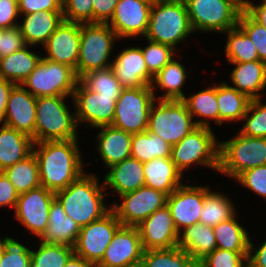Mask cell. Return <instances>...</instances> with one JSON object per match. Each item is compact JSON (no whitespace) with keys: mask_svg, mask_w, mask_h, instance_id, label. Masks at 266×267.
Instances as JSON below:
<instances>
[{"mask_svg":"<svg viewBox=\"0 0 266 267\" xmlns=\"http://www.w3.org/2000/svg\"><path fill=\"white\" fill-rule=\"evenodd\" d=\"M167 196L160 190L142 186L121 195V204H110L111 210L122 226L137 227L152 213L166 205Z\"/></svg>","mask_w":266,"mask_h":267,"instance_id":"obj_13","label":"cell"},{"mask_svg":"<svg viewBox=\"0 0 266 267\" xmlns=\"http://www.w3.org/2000/svg\"><path fill=\"white\" fill-rule=\"evenodd\" d=\"M248 253L216 248L199 263L203 267H240L247 261Z\"/></svg>","mask_w":266,"mask_h":267,"instance_id":"obj_48","label":"cell"},{"mask_svg":"<svg viewBox=\"0 0 266 267\" xmlns=\"http://www.w3.org/2000/svg\"><path fill=\"white\" fill-rule=\"evenodd\" d=\"M264 165H266V138L237 133L230 140H220L219 173L235 179L247 169Z\"/></svg>","mask_w":266,"mask_h":267,"instance_id":"obj_6","label":"cell"},{"mask_svg":"<svg viewBox=\"0 0 266 267\" xmlns=\"http://www.w3.org/2000/svg\"><path fill=\"white\" fill-rule=\"evenodd\" d=\"M54 198L55 193L44 186L20 193L15 207V218L40 238L47 229L49 209Z\"/></svg>","mask_w":266,"mask_h":267,"instance_id":"obj_15","label":"cell"},{"mask_svg":"<svg viewBox=\"0 0 266 267\" xmlns=\"http://www.w3.org/2000/svg\"><path fill=\"white\" fill-rule=\"evenodd\" d=\"M235 65L230 73L232 88L245 94L250 100L262 99L266 88V63L260 60Z\"/></svg>","mask_w":266,"mask_h":267,"instance_id":"obj_26","label":"cell"},{"mask_svg":"<svg viewBox=\"0 0 266 267\" xmlns=\"http://www.w3.org/2000/svg\"><path fill=\"white\" fill-rule=\"evenodd\" d=\"M137 227L144 251L170 249L178 244L179 232L167 205L152 213Z\"/></svg>","mask_w":266,"mask_h":267,"instance_id":"obj_18","label":"cell"},{"mask_svg":"<svg viewBox=\"0 0 266 267\" xmlns=\"http://www.w3.org/2000/svg\"><path fill=\"white\" fill-rule=\"evenodd\" d=\"M149 267H197L198 263L178 246L170 249L146 250L142 257Z\"/></svg>","mask_w":266,"mask_h":267,"instance_id":"obj_41","label":"cell"},{"mask_svg":"<svg viewBox=\"0 0 266 267\" xmlns=\"http://www.w3.org/2000/svg\"><path fill=\"white\" fill-rule=\"evenodd\" d=\"M247 261L252 267H266V240L261 243L259 248L254 247L250 240Z\"/></svg>","mask_w":266,"mask_h":267,"instance_id":"obj_55","label":"cell"},{"mask_svg":"<svg viewBox=\"0 0 266 267\" xmlns=\"http://www.w3.org/2000/svg\"><path fill=\"white\" fill-rule=\"evenodd\" d=\"M171 145L151 132L132 134L131 157L142 163L155 158H170Z\"/></svg>","mask_w":266,"mask_h":267,"instance_id":"obj_36","label":"cell"},{"mask_svg":"<svg viewBox=\"0 0 266 267\" xmlns=\"http://www.w3.org/2000/svg\"><path fill=\"white\" fill-rule=\"evenodd\" d=\"M40 241L36 251L31 249V267H64L74 253L72 247Z\"/></svg>","mask_w":266,"mask_h":267,"instance_id":"obj_40","label":"cell"},{"mask_svg":"<svg viewBox=\"0 0 266 267\" xmlns=\"http://www.w3.org/2000/svg\"><path fill=\"white\" fill-rule=\"evenodd\" d=\"M17 84L0 77V125L5 121L7 102L12 89Z\"/></svg>","mask_w":266,"mask_h":267,"instance_id":"obj_56","label":"cell"},{"mask_svg":"<svg viewBox=\"0 0 266 267\" xmlns=\"http://www.w3.org/2000/svg\"><path fill=\"white\" fill-rule=\"evenodd\" d=\"M64 267H94V266L81 256H78L75 253H73L66 262Z\"/></svg>","mask_w":266,"mask_h":267,"instance_id":"obj_58","label":"cell"},{"mask_svg":"<svg viewBox=\"0 0 266 267\" xmlns=\"http://www.w3.org/2000/svg\"><path fill=\"white\" fill-rule=\"evenodd\" d=\"M78 81L73 68L42 57L21 85L35 97L64 95L72 98Z\"/></svg>","mask_w":266,"mask_h":267,"instance_id":"obj_9","label":"cell"},{"mask_svg":"<svg viewBox=\"0 0 266 267\" xmlns=\"http://www.w3.org/2000/svg\"><path fill=\"white\" fill-rule=\"evenodd\" d=\"M89 90L105 96H120L124 89L111 67L94 70L84 74L79 79Z\"/></svg>","mask_w":266,"mask_h":267,"instance_id":"obj_42","label":"cell"},{"mask_svg":"<svg viewBox=\"0 0 266 267\" xmlns=\"http://www.w3.org/2000/svg\"><path fill=\"white\" fill-rule=\"evenodd\" d=\"M177 246L199 263L217 248L213 227L197 223L184 228L179 232Z\"/></svg>","mask_w":266,"mask_h":267,"instance_id":"obj_29","label":"cell"},{"mask_svg":"<svg viewBox=\"0 0 266 267\" xmlns=\"http://www.w3.org/2000/svg\"><path fill=\"white\" fill-rule=\"evenodd\" d=\"M215 137L212 128L198 126L171 147L170 158L182 174L194 164L218 171L220 141Z\"/></svg>","mask_w":266,"mask_h":267,"instance_id":"obj_7","label":"cell"},{"mask_svg":"<svg viewBox=\"0 0 266 267\" xmlns=\"http://www.w3.org/2000/svg\"><path fill=\"white\" fill-rule=\"evenodd\" d=\"M242 121L245 122L240 134L266 138V103H263L262 99L251 100Z\"/></svg>","mask_w":266,"mask_h":267,"instance_id":"obj_43","label":"cell"},{"mask_svg":"<svg viewBox=\"0 0 266 267\" xmlns=\"http://www.w3.org/2000/svg\"><path fill=\"white\" fill-rule=\"evenodd\" d=\"M187 74L185 66L173 58L153 77L151 88L155 99L182 100L185 97L182 88L186 83ZM156 88L165 91L162 96H157V98Z\"/></svg>","mask_w":266,"mask_h":267,"instance_id":"obj_31","label":"cell"},{"mask_svg":"<svg viewBox=\"0 0 266 267\" xmlns=\"http://www.w3.org/2000/svg\"><path fill=\"white\" fill-rule=\"evenodd\" d=\"M95 174L84 172L65 189L55 193L67 216L72 218L80 228L99 220L106 215L111 207L104 203L107 193L103 191V182Z\"/></svg>","mask_w":266,"mask_h":267,"instance_id":"obj_2","label":"cell"},{"mask_svg":"<svg viewBox=\"0 0 266 267\" xmlns=\"http://www.w3.org/2000/svg\"><path fill=\"white\" fill-rule=\"evenodd\" d=\"M80 46V24L62 21L43 46L47 55L43 58L66 64L76 73Z\"/></svg>","mask_w":266,"mask_h":267,"instance_id":"obj_20","label":"cell"},{"mask_svg":"<svg viewBox=\"0 0 266 267\" xmlns=\"http://www.w3.org/2000/svg\"><path fill=\"white\" fill-rule=\"evenodd\" d=\"M20 18L18 2L15 0H0V28L10 29L18 26L15 19Z\"/></svg>","mask_w":266,"mask_h":267,"instance_id":"obj_52","label":"cell"},{"mask_svg":"<svg viewBox=\"0 0 266 267\" xmlns=\"http://www.w3.org/2000/svg\"><path fill=\"white\" fill-rule=\"evenodd\" d=\"M208 186L181 185L167 196L166 205L170 210L178 232L199 223Z\"/></svg>","mask_w":266,"mask_h":267,"instance_id":"obj_16","label":"cell"},{"mask_svg":"<svg viewBox=\"0 0 266 267\" xmlns=\"http://www.w3.org/2000/svg\"><path fill=\"white\" fill-rule=\"evenodd\" d=\"M19 14H32L37 11H62V0H19Z\"/></svg>","mask_w":266,"mask_h":267,"instance_id":"obj_51","label":"cell"},{"mask_svg":"<svg viewBox=\"0 0 266 267\" xmlns=\"http://www.w3.org/2000/svg\"><path fill=\"white\" fill-rule=\"evenodd\" d=\"M68 97H36L35 143L78 140L75 111H69L70 108L65 104Z\"/></svg>","mask_w":266,"mask_h":267,"instance_id":"obj_4","label":"cell"},{"mask_svg":"<svg viewBox=\"0 0 266 267\" xmlns=\"http://www.w3.org/2000/svg\"><path fill=\"white\" fill-rule=\"evenodd\" d=\"M182 100L186 104L192 118L199 117L197 120L195 119L197 126L212 128L210 124L211 119L219 126L216 84L194 93L192 96H185ZM200 118H203V120Z\"/></svg>","mask_w":266,"mask_h":267,"instance_id":"obj_34","label":"cell"},{"mask_svg":"<svg viewBox=\"0 0 266 267\" xmlns=\"http://www.w3.org/2000/svg\"><path fill=\"white\" fill-rule=\"evenodd\" d=\"M129 267H149V265H148V263L143 258H141V259L135 261Z\"/></svg>","mask_w":266,"mask_h":267,"instance_id":"obj_60","label":"cell"},{"mask_svg":"<svg viewBox=\"0 0 266 267\" xmlns=\"http://www.w3.org/2000/svg\"><path fill=\"white\" fill-rule=\"evenodd\" d=\"M144 186L160 190L170 195L183 185L182 172L176 167L171 158H155L143 163Z\"/></svg>","mask_w":266,"mask_h":267,"instance_id":"obj_28","label":"cell"},{"mask_svg":"<svg viewBox=\"0 0 266 267\" xmlns=\"http://www.w3.org/2000/svg\"><path fill=\"white\" fill-rule=\"evenodd\" d=\"M103 178L104 188H113L119 196L137 190L145 184L143 163L129 157L111 167Z\"/></svg>","mask_w":266,"mask_h":267,"instance_id":"obj_25","label":"cell"},{"mask_svg":"<svg viewBox=\"0 0 266 267\" xmlns=\"http://www.w3.org/2000/svg\"><path fill=\"white\" fill-rule=\"evenodd\" d=\"M234 180L258 196L266 199V165L247 169Z\"/></svg>","mask_w":266,"mask_h":267,"instance_id":"obj_49","label":"cell"},{"mask_svg":"<svg viewBox=\"0 0 266 267\" xmlns=\"http://www.w3.org/2000/svg\"><path fill=\"white\" fill-rule=\"evenodd\" d=\"M193 31L222 32L238 25L241 10L229 0H183Z\"/></svg>","mask_w":266,"mask_h":267,"instance_id":"obj_11","label":"cell"},{"mask_svg":"<svg viewBox=\"0 0 266 267\" xmlns=\"http://www.w3.org/2000/svg\"><path fill=\"white\" fill-rule=\"evenodd\" d=\"M218 249L233 252H249V232L238 223L236 213L213 227Z\"/></svg>","mask_w":266,"mask_h":267,"instance_id":"obj_35","label":"cell"},{"mask_svg":"<svg viewBox=\"0 0 266 267\" xmlns=\"http://www.w3.org/2000/svg\"><path fill=\"white\" fill-rule=\"evenodd\" d=\"M225 34L227 35V42L224 52L229 63L259 60L257 49L252 40L238 26L227 30Z\"/></svg>","mask_w":266,"mask_h":267,"instance_id":"obj_39","label":"cell"},{"mask_svg":"<svg viewBox=\"0 0 266 267\" xmlns=\"http://www.w3.org/2000/svg\"><path fill=\"white\" fill-rule=\"evenodd\" d=\"M93 0H62L63 20L79 24L93 23Z\"/></svg>","mask_w":266,"mask_h":267,"instance_id":"obj_47","label":"cell"},{"mask_svg":"<svg viewBox=\"0 0 266 267\" xmlns=\"http://www.w3.org/2000/svg\"><path fill=\"white\" fill-rule=\"evenodd\" d=\"M138 227L121 226L95 267H129L143 257Z\"/></svg>","mask_w":266,"mask_h":267,"instance_id":"obj_17","label":"cell"},{"mask_svg":"<svg viewBox=\"0 0 266 267\" xmlns=\"http://www.w3.org/2000/svg\"><path fill=\"white\" fill-rule=\"evenodd\" d=\"M148 71L155 76L177 54L175 50L166 44L148 40V45L141 48Z\"/></svg>","mask_w":266,"mask_h":267,"instance_id":"obj_45","label":"cell"},{"mask_svg":"<svg viewBox=\"0 0 266 267\" xmlns=\"http://www.w3.org/2000/svg\"><path fill=\"white\" fill-rule=\"evenodd\" d=\"M139 1L145 2V3L152 6V5L156 4L157 2H159L160 0H139Z\"/></svg>","mask_w":266,"mask_h":267,"instance_id":"obj_61","label":"cell"},{"mask_svg":"<svg viewBox=\"0 0 266 267\" xmlns=\"http://www.w3.org/2000/svg\"><path fill=\"white\" fill-rule=\"evenodd\" d=\"M235 213L236 209L230 197L210 190L205 195L199 223L214 227L231 218Z\"/></svg>","mask_w":266,"mask_h":267,"instance_id":"obj_38","label":"cell"},{"mask_svg":"<svg viewBox=\"0 0 266 267\" xmlns=\"http://www.w3.org/2000/svg\"><path fill=\"white\" fill-rule=\"evenodd\" d=\"M28 45L0 59V77L21 85L36 68L42 56L28 50Z\"/></svg>","mask_w":266,"mask_h":267,"instance_id":"obj_32","label":"cell"},{"mask_svg":"<svg viewBox=\"0 0 266 267\" xmlns=\"http://www.w3.org/2000/svg\"><path fill=\"white\" fill-rule=\"evenodd\" d=\"M3 257L0 267H31V250L11 237L0 238Z\"/></svg>","mask_w":266,"mask_h":267,"instance_id":"obj_44","label":"cell"},{"mask_svg":"<svg viewBox=\"0 0 266 267\" xmlns=\"http://www.w3.org/2000/svg\"><path fill=\"white\" fill-rule=\"evenodd\" d=\"M111 68L124 89L151 86L153 75L148 71L140 47L124 48L115 54Z\"/></svg>","mask_w":266,"mask_h":267,"instance_id":"obj_21","label":"cell"},{"mask_svg":"<svg viewBox=\"0 0 266 267\" xmlns=\"http://www.w3.org/2000/svg\"><path fill=\"white\" fill-rule=\"evenodd\" d=\"M117 39L119 38L108 24H80V50L76 67L77 78L80 79L90 71L111 67L110 54H112L114 42L116 43Z\"/></svg>","mask_w":266,"mask_h":267,"instance_id":"obj_5","label":"cell"},{"mask_svg":"<svg viewBox=\"0 0 266 267\" xmlns=\"http://www.w3.org/2000/svg\"><path fill=\"white\" fill-rule=\"evenodd\" d=\"M197 127L183 100L161 99L152 104L147 131L158 135L171 146Z\"/></svg>","mask_w":266,"mask_h":267,"instance_id":"obj_8","label":"cell"},{"mask_svg":"<svg viewBox=\"0 0 266 267\" xmlns=\"http://www.w3.org/2000/svg\"><path fill=\"white\" fill-rule=\"evenodd\" d=\"M32 152L38 161L41 186L54 193L65 189L86 172L78 140L33 143Z\"/></svg>","mask_w":266,"mask_h":267,"instance_id":"obj_1","label":"cell"},{"mask_svg":"<svg viewBox=\"0 0 266 267\" xmlns=\"http://www.w3.org/2000/svg\"><path fill=\"white\" fill-rule=\"evenodd\" d=\"M119 0H93V23L107 24Z\"/></svg>","mask_w":266,"mask_h":267,"instance_id":"obj_53","label":"cell"},{"mask_svg":"<svg viewBox=\"0 0 266 267\" xmlns=\"http://www.w3.org/2000/svg\"><path fill=\"white\" fill-rule=\"evenodd\" d=\"M36 97L22 85H16L9 96L4 125L14 128L35 143Z\"/></svg>","mask_w":266,"mask_h":267,"instance_id":"obj_22","label":"cell"},{"mask_svg":"<svg viewBox=\"0 0 266 267\" xmlns=\"http://www.w3.org/2000/svg\"><path fill=\"white\" fill-rule=\"evenodd\" d=\"M26 46L20 28L2 29L0 36V59L13 54Z\"/></svg>","mask_w":266,"mask_h":267,"instance_id":"obj_50","label":"cell"},{"mask_svg":"<svg viewBox=\"0 0 266 267\" xmlns=\"http://www.w3.org/2000/svg\"><path fill=\"white\" fill-rule=\"evenodd\" d=\"M197 267H203L200 263H198Z\"/></svg>","mask_w":266,"mask_h":267,"instance_id":"obj_65","label":"cell"},{"mask_svg":"<svg viewBox=\"0 0 266 267\" xmlns=\"http://www.w3.org/2000/svg\"><path fill=\"white\" fill-rule=\"evenodd\" d=\"M240 267H252L251 266V264L248 262V261H246L242 266H240Z\"/></svg>","mask_w":266,"mask_h":267,"instance_id":"obj_62","label":"cell"},{"mask_svg":"<svg viewBox=\"0 0 266 267\" xmlns=\"http://www.w3.org/2000/svg\"><path fill=\"white\" fill-rule=\"evenodd\" d=\"M0 36H2V28H0Z\"/></svg>","mask_w":266,"mask_h":267,"instance_id":"obj_64","label":"cell"},{"mask_svg":"<svg viewBox=\"0 0 266 267\" xmlns=\"http://www.w3.org/2000/svg\"><path fill=\"white\" fill-rule=\"evenodd\" d=\"M80 226L64 211L61 203L54 198L48 215V225L40 239L45 243L74 246L80 232Z\"/></svg>","mask_w":266,"mask_h":267,"instance_id":"obj_27","label":"cell"},{"mask_svg":"<svg viewBox=\"0 0 266 267\" xmlns=\"http://www.w3.org/2000/svg\"><path fill=\"white\" fill-rule=\"evenodd\" d=\"M237 26L252 40L259 60L266 63V28L256 22L246 11H241Z\"/></svg>","mask_w":266,"mask_h":267,"instance_id":"obj_46","label":"cell"},{"mask_svg":"<svg viewBox=\"0 0 266 267\" xmlns=\"http://www.w3.org/2000/svg\"><path fill=\"white\" fill-rule=\"evenodd\" d=\"M2 172L19 194L41 186L38 161L33 152Z\"/></svg>","mask_w":266,"mask_h":267,"instance_id":"obj_37","label":"cell"},{"mask_svg":"<svg viewBox=\"0 0 266 267\" xmlns=\"http://www.w3.org/2000/svg\"><path fill=\"white\" fill-rule=\"evenodd\" d=\"M151 5L139 0H119L107 23L117 37L145 36L149 26Z\"/></svg>","mask_w":266,"mask_h":267,"instance_id":"obj_19","label":"cell"},{"mask_svg":"<svg viewBox=\"0 0 266 267\" xmlns=\"http://www.w3.org/2000/svg\"><path fill=\"white\" fill-rule=\"evenodd\" d=\"M236 5L241 11H246L250 5L249 0H229Z\"/></svg>","mask_w":266,"mask_h":267,"instance_id":"obj_59","label":"cell"},{"mask_svg":"<svg viewBox=\"0 0 266 267\" xmlns=\"http://www.w3.org/2000/svg\"><path fill=\"white\" fill-rule=\"evenodd\" d=\"M20 16L23 20L18 27L28 46L37 44L44 46L63 21L62 11H37L32 14H20Z\"/></svg>","mask_w":266,"mask_h":267,"instance_id":"obj_24","label":"cell"},{"mask_svg":"<svg viewBox=\"0 0 266 267\" xmlns=\"http://www.w3.org/2000/svg\"><path fill=\"white\" fill-rule=\"evenodd\" d=\"M155 100L151 86L123 89L111 125L130 134L146 131Z\"/></svg>","mask_w":266,"mask_h":267,"instance_id":"obj_10","label":"cell"},{"mask_svg":"<svg viewBox=\"0 0 266 267\" xmlns=\"http://www.w3.org/2000/svg\"><path fill=\"white\" fill-rule=\"evenodd\" d=\"M99 130L96 144L98 154L105 167H111L131 157L132 134L112 125L97 127Z\"/></svg>","mask_w":266,"mask_h":267,"instance_id":"obj_23","label":"cell"},{"mask_svg":"<svg viewBox=\"0 0 266 267\" xmlns=\"http://www.w3.org/2000/svg\"><path fill=\"white\" fill-rule=\"evenodd\" d=\"M120 96H105L89 90L80 80L77 82L72 99L78 126L100 127L111 125L116 101ZM80 123V124H79ZM87 123V124H86Z\"/></svg>","mask_w":266,"mask_h":267,"instance_id":"obj_14","label":"cell"},{"mask_svg":"<svg viewBox=\"0 0 266 267\" xmlns=\"http://www.w3.org/2000/svg\"><path fill=\"white\" fill-rule=\"evenodd\" d=\"M121 226L115 213L110 210L99 220L81 227L73 246L74 253L95 267L101 261L105 249Z\"/></svg>","mask_w":266,"mask_h":267,"instance_id":"obj_12","label":"cell"},{"mask_svg":"<svg viewBox=\"0 0 266 267\" xmlns=\"http://www.w3.org/2000/svg\"><path fill=\"white\" fill-rule=\"evenodd\" d=\"M2 257H3V249H2V247L0 246V263H1Z\"/></svg>","mask_w":266,"mask_h":267,"instance_id":"obj_63","label":"cell"},{"mask_svg":"<svg viewBox=\"0 0 266 267\" xmlns=\"http://www.w3.org/2000/svg\"><path fill=\"white\" fill-rule=\"evenodd\" d=\"M33 140L4 124L0 126V172L32 153Z\"/></svg>","mask_w":266,"mask_h":267,"instance_id":"obj_30","label":"cell"},{"mask_svg":"<svg viewBox=\"0 0 266 267\" xmlns=\"http://www.w3.org/2000/svg\"><path fill=\"white\" fill-rule=\"evenodd\" d=\"M183 0H160L151 6L149 26L144 38L175 46L193 34Z\"/></svg>","mask_w":266,"mask_h":267,"instance_id":"obj_3","label":"cell"},{"mask_svg":"<svg viewBox=\"0 0 266 267\" xmlns=\"http://www.w3.org/2000/svg\"><path fill=\"white\" fill-rule=\"evenodd\" d=\"M19 193L3 172H0V207H16Z\"/></svg>","mask_w":266,"mask_h":267,"instance_id":"obj_54","label":"cell"},{"mask_svg":"<svg viewBox=\"0 0 266 267\" xmlns=\"http://www.w3.org/2000/svg\"><path fill=\"white\" fill-rule=\"evenodd\" d=\"M216 95L219 109V126L223 122H239L246 114L250 99L226 82L216 83Z\"/></svg>","mask_w":266,"mask_h":267,"instance_id":"obj_33","label":"cell"},{"mask_svg":"<svg viewBox=\"0 0 266 267\" xmlns=\"http://www.w3.org/2000/svg\"><path fill=\"white\" fill-rule=\"evenodd\" d=\"M246 12L264 28H266V1H262L261 4L255 5L252 1Z\"/></svg>","mask_w":266,"mask_h":267,"instance_id":"obj_57","label":"cell"}]
</instances>
